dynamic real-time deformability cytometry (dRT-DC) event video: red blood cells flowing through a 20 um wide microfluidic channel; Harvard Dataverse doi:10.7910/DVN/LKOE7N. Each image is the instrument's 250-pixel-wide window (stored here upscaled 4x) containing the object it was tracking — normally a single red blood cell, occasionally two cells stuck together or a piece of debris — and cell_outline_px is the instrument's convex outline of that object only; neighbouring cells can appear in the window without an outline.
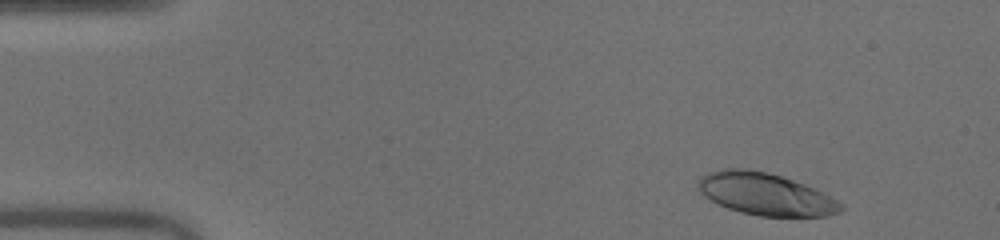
{"species": "human", "species_latin": "Homo sapiens", "temperature_condition": "warm", "stored_images_in_passage": 47, "camera_frame_rate_fps": 3000, "um_per_image_px": 0.085, "donor": {"sex": "male"}, "frame": {"image": 1, "passage_image": 2, "time_ms": 0.333, "image_size_px": [1000, 240], "cell_outline_px": [[844, 208], [840, 212], [828, 216], [760, 216], [740, 212], [728, 208], [704, 196], [700, 192], [696, 184], [700, 176], [708, 172], [724, 168], [744, 168], [768, 172], [804, 184], [844, 204]], "centroid_in_image_um": [65.03, 16.49], "position_along_channel_um": 20.0, "area_um2": 34.91}}
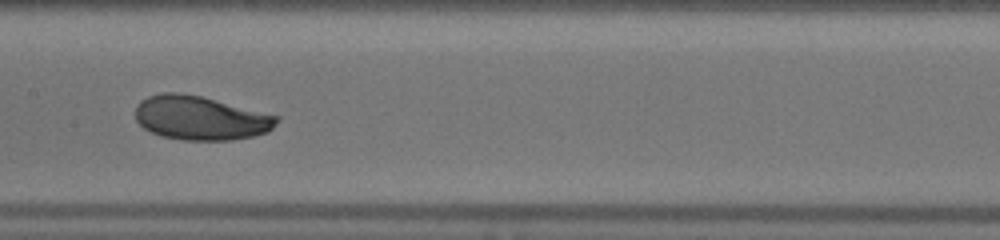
{"frame": {"image": 2, "passage_image": 22, "time_ms": 7.0, "image_size_px": [1000, 240], "cell_outline_px": [[280, 120], [268, 132], [252, 136], [232, 140], [184, 140], [160, 136], [144, 128], [136, 120], [136, 104], [140, 100], [148, 96], [160, 92], [180, 92], [200, 96], [280, 116]], "centroid_in_image_um": [17.03, 10.02], "position_along_channel_um": 190.4, "area_um2": 36.36}}
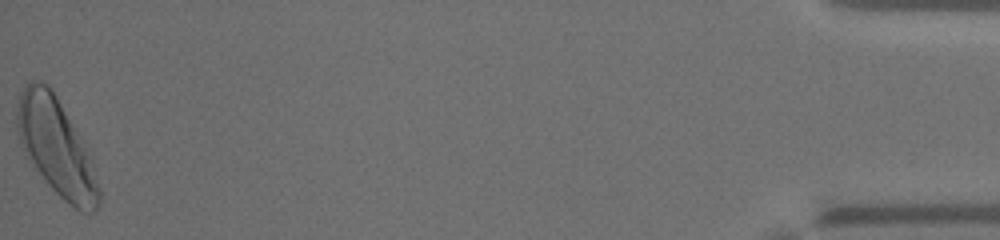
{"frame": {"image": 3, "passage_image": 47, "time_ms": 15.333, "image_size_px": [1000, 240], "cell_outline_px": [[100, 204], [92, 212], [80, 212], [68, 204], [48, 184], [36, 168], [20, 144], [16, 128], [16, 112], [20, 92], [32, 80], [40, 80], [48, 84], [52, 88], [88, 148], [92, 160], [100, 188]], "centroid_in_image_um": [4.81, 12.48], "position_along_channel_um": 430.4, "area_um2": 46.24}, "authors_computed_cell_mechanics": {"area_um2": 36.414, "velocity_mm_per_s": 4.04, "shape_relaxation_time_tau1_ms": 2.4821, "shape_relaxation_time_tau2_ms": 9.1993, "deformation_change_tau1": 0.143, "deformation_change_tau2": 0.1201}}